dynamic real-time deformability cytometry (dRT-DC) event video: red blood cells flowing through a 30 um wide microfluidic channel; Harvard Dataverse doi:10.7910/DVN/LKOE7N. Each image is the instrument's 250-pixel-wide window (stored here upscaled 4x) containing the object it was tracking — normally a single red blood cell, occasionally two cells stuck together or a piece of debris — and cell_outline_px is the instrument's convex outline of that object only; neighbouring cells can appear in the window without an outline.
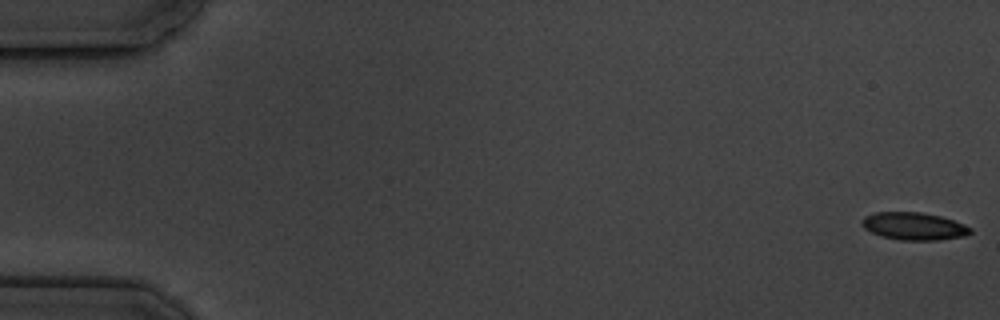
{"species": "common noctule bat (a hibernating species)", "species_latin": "Nyctalus noctula", "temperature_condition": "cold", "stored_images_in_passage": 7, "camera_frame_rate_fps": 3000, "um_per_image_px": 0.085, "animal": {"sex": "male", "body_mass_g": 19.5, "forearm_length_mm": 54.6}, "frame": {"image": 1, "passage_image": 1, "time_ms": 0.0, "image_size_px": [1000, 320], "cell_outline_px": [[972, 232], [964, 236], [940, 240], [900, 240], [884, 236], [872, 232], [864, 228], [860, 220], [864, 216], [876, 212], [920, 212], [940, 216], [964, 224], [972, 228]], "centroid_in_image_um": [77.69, 19.22], "position_along_channel_um": 7.3, "area_um2": 17.34}}
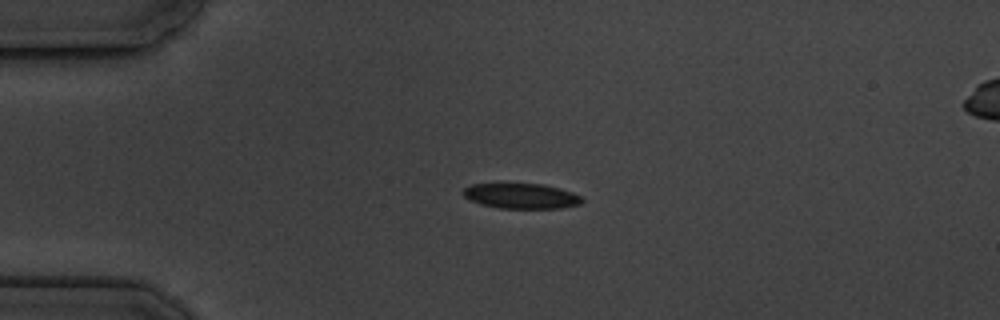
{"frame": {"image": 2, "passage_image": 5, "time_ms": 4.333, "image_size_px": [1000, 320], "cell_outline_px": [[584, 200], [580, 204], [560, 208], [500, 208], [480, 204], [464, 196], [464, 188], [472, 184], [544, 184], [560, 188], [572, 192], [580, 196]], "centroid_in_image_um": [44.34, 16.66], "position_along_channel_um": 40.7, "area_um2": 17.28}}